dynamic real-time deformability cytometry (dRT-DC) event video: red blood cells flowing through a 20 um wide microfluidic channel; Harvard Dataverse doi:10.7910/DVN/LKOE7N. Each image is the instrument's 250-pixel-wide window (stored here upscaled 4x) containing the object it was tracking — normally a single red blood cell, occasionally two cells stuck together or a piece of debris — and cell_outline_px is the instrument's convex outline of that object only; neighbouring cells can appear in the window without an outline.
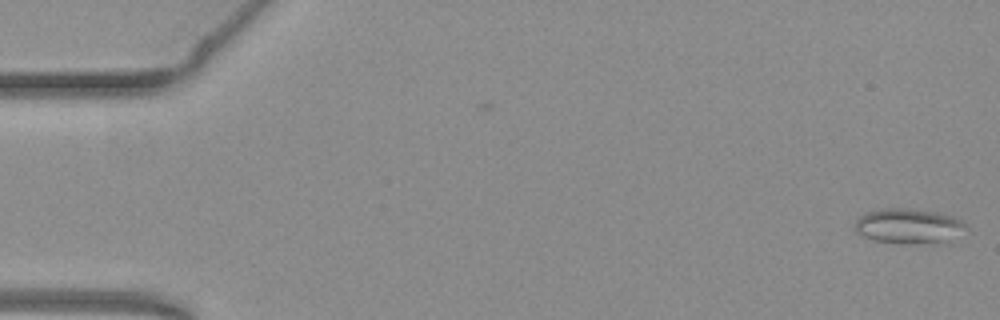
{"species": "common noctule bat (a hibernating species)", "species_latin": "Nyctalus noctula", "temperature_condition": "warm", "stored_images_in_passage": 6, "camera_frame_rate_fps": 3000, "um_per_image_px": 0.085, "animal": {"sex": "female", "body_mass_g": 19.3, "forearm_length_mm": 54.1}, "frame": {"image": 1, "passage_image": 6, "time_ms": 1.667, "image_size_px": [1000, 320], "cell_outline_px": [[968, 228], [948, 244], [900, 244], [872, 240], [856, 232], [856, 220], [864, 212], [884, 208], [908, 208], [936, 212], [952, 216], [968, 224]], "centroid_in_image_um": [77.3, 19.25], "position_along_channel_um": 7.7, "area_um2": 23.41}}